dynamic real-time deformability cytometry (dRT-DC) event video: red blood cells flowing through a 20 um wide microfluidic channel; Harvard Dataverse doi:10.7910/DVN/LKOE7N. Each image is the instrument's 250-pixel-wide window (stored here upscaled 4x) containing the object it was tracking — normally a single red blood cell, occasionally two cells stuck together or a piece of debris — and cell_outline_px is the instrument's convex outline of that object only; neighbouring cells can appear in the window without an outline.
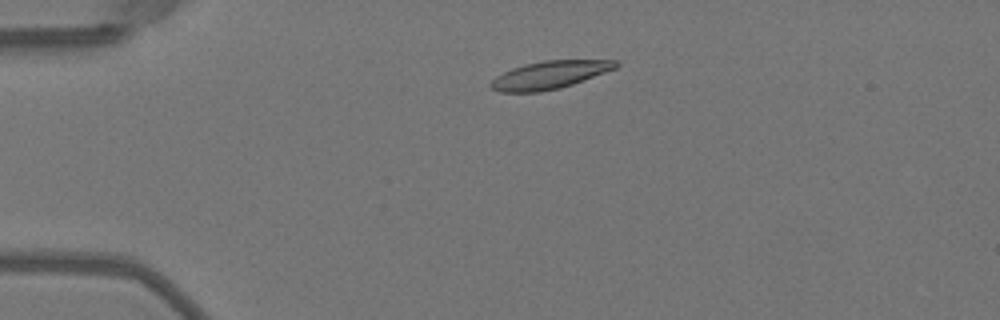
{"species": "Egyptian fruit bat (a non-hibernating species)", "species_latin": "Rousettus aegyptiacus", "temperature_condition": "warm", "stored_images_in_passage": 40, "camera_frame_rate_fps": 3000, "um_per_image_px": 0.085, "animal": {"sex": "female"}, "frame": {"image": 1, "passage_image": 1, "time_ms": 0.0, "image_size_px": [1000, 320], "cell_outline_px": [[620, 64], [616, 68], [572, 84], [560, 88], [540, 92], [500, 92], [492, 88], [488, 84], [496, 76], [512, 68], [524, 64], [544, 60], [616, 60]], "centroid_in_image_um": [46.69, 6.37], "position_along_channel_um": 38.3, "area_um2": 20.17}}
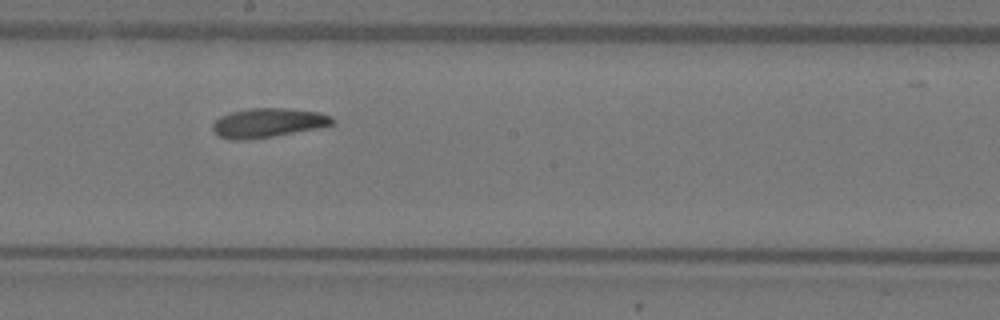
{"frame": {"image": 2, "passage_image": 18, "time_ms": 5.667, "image_size_px": [1000, 320], "cell_outline_px": [[336, 124], [320, 128], [248, 140], [232, 140], [220, 136], [212, 128], [212, 124], [220, 116], [232, 112], [248, 108], [288, 108], [320, 112], [332, 116], [336, 120]], "centroid_in_image_um": [22.85, 10.43], "position_along_channel_um": 225.4, "area_um2": 20.58}}
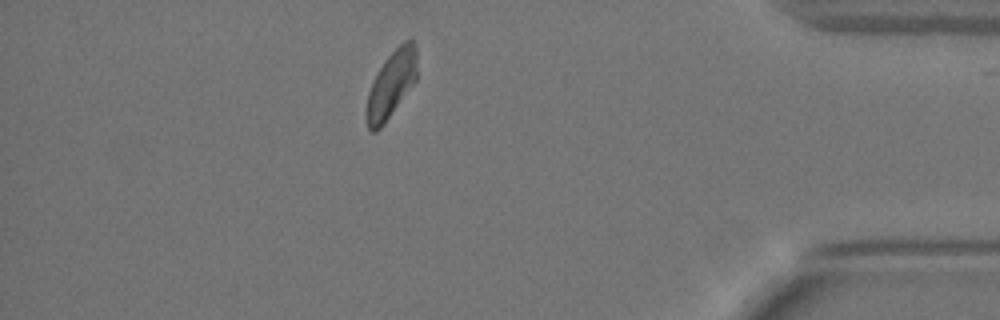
{"frame": {"image": 3, "passage_image": 34, "time_ms": 11.0, "image_size_px": [1000, 320], "cell_outline_px": [[416, 80], [384, 124], [376, 132], [372, 132], [368, 128], [364, 116], [364, 112], [368, 92], [372, 80], [376, 72], [384, 60], [404, 40], [412, 36], [416, 48]], "centroid_in_image_um": [33.22, 7.18], "position_along_channel_um": 402.0, "area_um2": 20.0}, "authors_computed_cell_mechanics": {"area_um2": 20.2878, "velocity_mm_per_s": 4.0136, "shape_relaxation_time_tau1_ms": 6.0107, "shape_relaxation_time_tau2_ms": 2.4472, "deformation_change_tau1": 0.1493, "deformation_change_tau2": 0.0832}}